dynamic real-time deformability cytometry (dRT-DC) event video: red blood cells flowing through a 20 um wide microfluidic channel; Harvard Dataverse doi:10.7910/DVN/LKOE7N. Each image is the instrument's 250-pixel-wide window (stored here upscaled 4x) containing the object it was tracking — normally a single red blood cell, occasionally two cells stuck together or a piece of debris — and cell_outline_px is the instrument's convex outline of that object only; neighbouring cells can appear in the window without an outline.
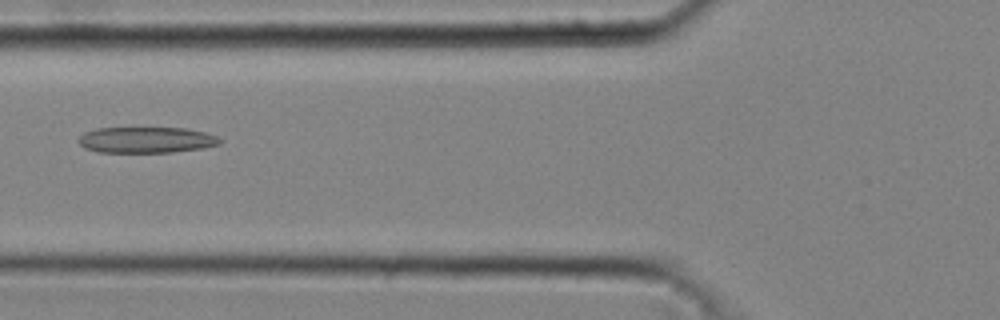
{"species": "common noctule bat (a hibernating species)", "species_latin": "Nyctalus noctula", "temperature_condition": "cold", "stored_images_in_passage": 37, "camera_frame_rate_fps": 3000, "um_per_image_px": 0.085, "animal": {"sex": "male", "body_mass_g": 20.4}, "frame": {"image": 1, "passage_image": 13, "time_ms": 4.0, "image_size_px": [1000, 320], "cell_outline_px": [[224, 140], [220, 144], [200, 148], [172, 152], [100, 152], [84, 148], [76, 140], [84, 132], [96, 128], [184, 128], [204, 132], [216, 136]], "centroid_in_image_um": [12.41, 11.89], "position_along_channel_um": 113.4, "area_um2": 21.39}}
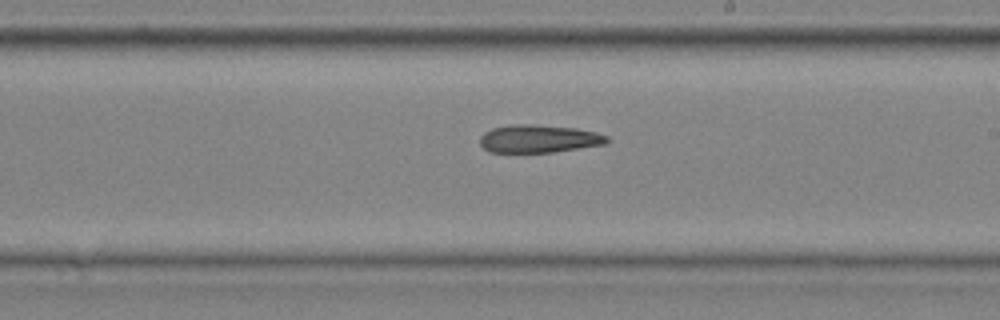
{"frame": {"image": 2, "passage_image": 22, "time_ms": 7.0, "image_size_px": [1000, 320], "cell_outline_px": [[608, 140], [604, 144], [552, 152], [488, 152], [480, 144], [480, 136], [484, 132], [492, 128], [512, 124], [532, 124], [576, 128], [596, 132], [608, 136]], "centroid_in_image_um": [45.76, 11.78], "position_along_channel_um": 243.2, "area_um2": 20.58}}
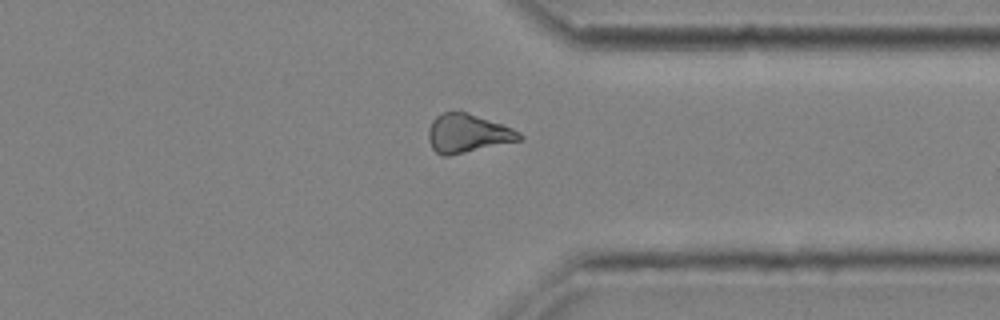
{"frame": {"image": 3, "passage_image": 31, "time_ms": 10.0, "image_size_px": [1000, 320], "cell_outline_px": [[524, 140], [448, 156], [444, 156], [436, 152], [432, 148], [428, 140], [428, 128], [432, 120], [436, 116], [444, 112], [468, 112], [512, 128], [520, 132], [524, 136]], "centroid_in_image_um": [39.76, 11.35], "position_along_channel_um": 371.6, "area_um2": 20.63}}